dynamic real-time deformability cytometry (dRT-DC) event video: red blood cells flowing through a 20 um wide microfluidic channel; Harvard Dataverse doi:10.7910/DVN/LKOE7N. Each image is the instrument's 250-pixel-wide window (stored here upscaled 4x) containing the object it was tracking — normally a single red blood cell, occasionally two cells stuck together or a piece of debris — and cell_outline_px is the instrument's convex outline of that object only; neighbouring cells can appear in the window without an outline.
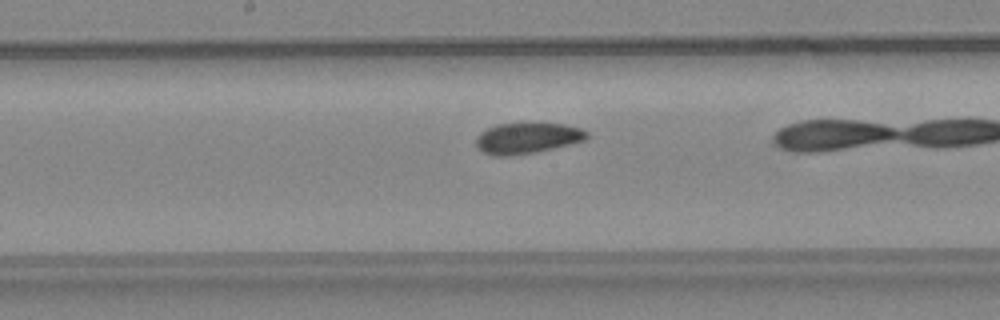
{"species": "common noctule bat (a hibernating species)", "species_latin": "Nyctalus noctula", "temperature_condition": "warm", "stored_images_in_passage": 24, "camera_frame_rate_fps": 3000, "um_per_image_px": 0.085, "animal": {"sex": "female", "body_mass_g": 24.6, "forearm_length_mm": 56.2}, "frame": {"image": 1, "passage_image": 20, "time_ms": 6.333, "image_size_px": [1000, 320], "cell_outline_px": [[588, 136], [584, 140], [572, 144], [536, 152], [512, 156], [492, 156], [476, 148], [476, 136], [480, 132], [496, 124], [524, 120], [528, 120], [564, 124], [580, 128], [588, 132]], "centroid_in_image_um": [44.79, 11.69], "position_along_channel_um": 203.4, "area_um2": 20.98}}